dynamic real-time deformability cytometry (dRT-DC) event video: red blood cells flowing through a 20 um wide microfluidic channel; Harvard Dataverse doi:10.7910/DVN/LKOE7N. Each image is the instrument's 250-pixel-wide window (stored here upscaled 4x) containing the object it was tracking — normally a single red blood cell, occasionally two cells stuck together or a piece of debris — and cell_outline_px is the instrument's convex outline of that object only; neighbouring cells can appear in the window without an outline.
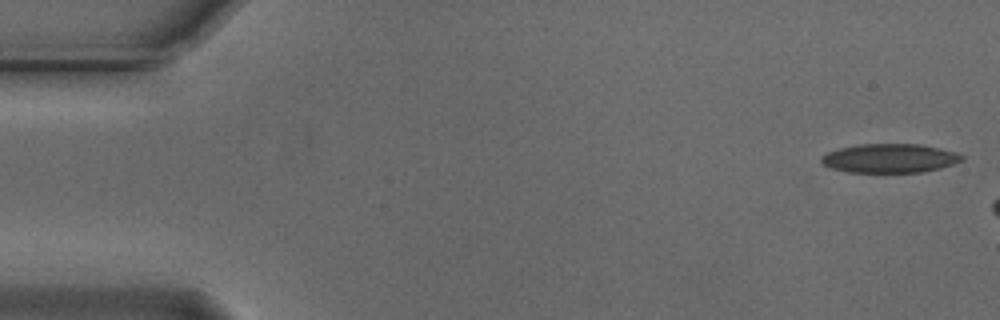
{"species": "Egyptian fruit bat (a non-hibernating species)", "species_latin": "Rousettus aegyptiacus", "temperature_condition": "cold", "stored_images_in_passage": 7, "camera_frame_rate_fps": 3000, "um_per_image_px": 0.085, "animal": {"sex": "male"}, "frame": {"image": 1, "passage_image": 1, "time_ms": 0.0, "image_size_px": [1000, 320], "cell_outline_px": [[964, 160], [940, 168], [920, 172], [848, 172], [828, 168], [820, 164], [820, 156], [828, 152], [840, 148], [860, 144], [916, 144], [956, 152], [964, 156]], "centroid_in_image_um": [75.56, 13.46], "position_along_channel_um": 9.4, "area_um2": 23.7}}